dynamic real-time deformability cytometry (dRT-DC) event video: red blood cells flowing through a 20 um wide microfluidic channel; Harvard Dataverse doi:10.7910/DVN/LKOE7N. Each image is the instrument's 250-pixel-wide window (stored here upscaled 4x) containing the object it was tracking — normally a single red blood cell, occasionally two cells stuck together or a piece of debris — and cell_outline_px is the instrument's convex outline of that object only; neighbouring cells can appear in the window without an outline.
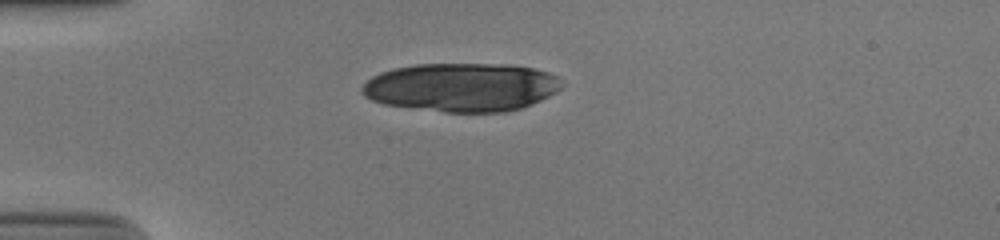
{"species": "human", "species_latin": "Homo sapiens", "temperature_condition": "cold", "stored_images_in_passage": 39, "camera_frame_rate_fps": 3000, "um_per_image_px": 0.085, "donor": {"sex": "male"}, "frame": {"image": 1, "passage_image": 1, "time_ms": 0.0, "image_size_px": [1000, 240], "cell_outline_px": [[564, 84], [556, 92], [532, 104], [520, 108], [504, 112], [444, 112], [384, 104], [372, 100], [364, 96], [360, 92], [360, 88], [372, 76], [380, 72], [392, 68], [416, 64], [512, 64], [532, 68], [548, 72], [560, 76]], "centroid_in_image_um": [39.24, 7.4], "position_along_channel_um": 45.8, "area_um2": 56.93}}